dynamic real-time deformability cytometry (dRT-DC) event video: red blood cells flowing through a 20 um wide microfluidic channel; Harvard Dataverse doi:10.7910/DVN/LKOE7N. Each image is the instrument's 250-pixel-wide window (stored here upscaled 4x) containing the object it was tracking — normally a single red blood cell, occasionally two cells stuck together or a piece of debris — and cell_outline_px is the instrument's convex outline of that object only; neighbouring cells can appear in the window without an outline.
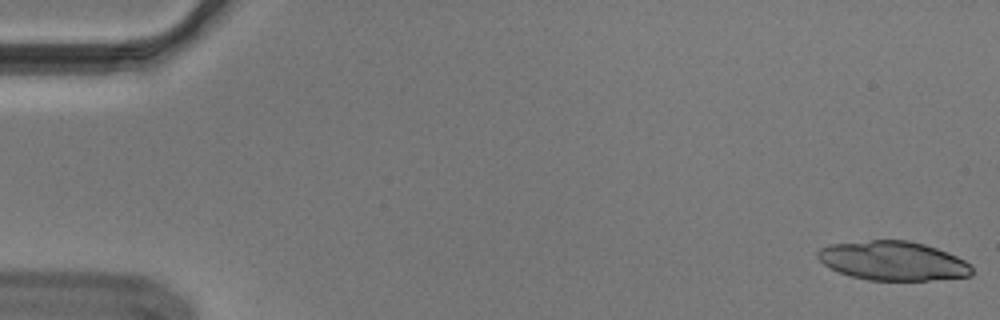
{"species": "Egyptian fruit bat (a non-hibernating species)", "species_latin": "Rousettus aegyptiacus", "temperature_condition": "cold", "stored_images_in_passage": 54, "camera_frame_rate_fps": 3000, "um_per_image_px": 0.085, "animal": {"sex": "male"}, "frame": {"image": 1, "passage_image": 1, "time_ms": 0.0, "image_size_px": [1000, 320], "cell_outline_px": [[972, 276], [928, 280], [868, 280], [852, 276], [828, 268], [816, 256], [816, 252], [820, 248], [828, 244], [872, 240], [908, 240], [924, 244], [948, 252], [972, 264]], "centroid_in_image_um": [75.9, 22.16], "position_along_channel_um": 9.1, "area_um2": 35.26}}
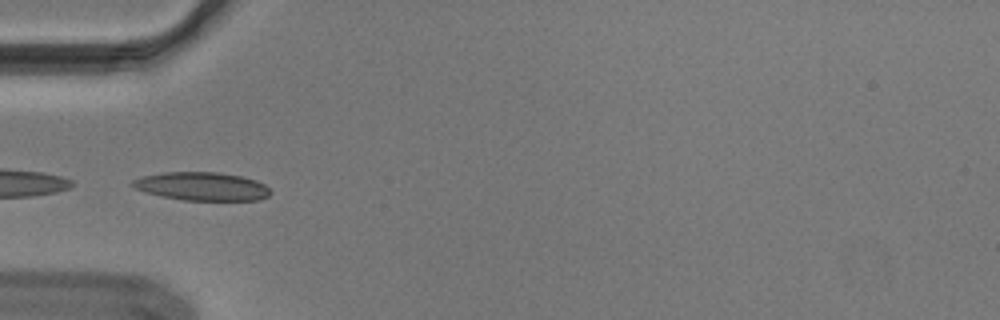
{"frame": {"image": 2, "passage_image": 18, "time_ms": 5.667, "image_size_px": [1000, 320], "cell_outline_px": [[272, 192], [268, 196], [260, 200], [184, 200], [144, 192], [136, 188], [132, 184], [132, 180], [144, 176], [164, 172], [216, 172], [240, 176], [256, 180], [264, 184]], "centroid_in_image_um": [17.19, 15.84], "position_along_channel_um": 67.8, "area_um2": 22.54}}
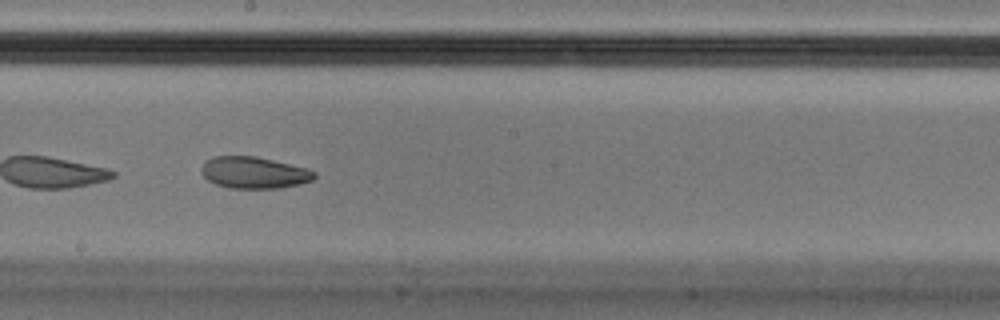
{"frame": {"image": 3, "passage_image": 31, "time_ms": 10.0, "image_size_px": [1000, 320], "cell_outline_px": [[316, 176], [312, 180], [300, 184], [280, 188], [228, 188], [216, 184], [208, 180], [200, 172], [200, 168], [212, 156], [256, 156], [308, 168], [316, 172]], "centroid_in_image_um": [21.6, 14.67], "position_along_channel_um": 226.6, "area_um2": 20.92}}